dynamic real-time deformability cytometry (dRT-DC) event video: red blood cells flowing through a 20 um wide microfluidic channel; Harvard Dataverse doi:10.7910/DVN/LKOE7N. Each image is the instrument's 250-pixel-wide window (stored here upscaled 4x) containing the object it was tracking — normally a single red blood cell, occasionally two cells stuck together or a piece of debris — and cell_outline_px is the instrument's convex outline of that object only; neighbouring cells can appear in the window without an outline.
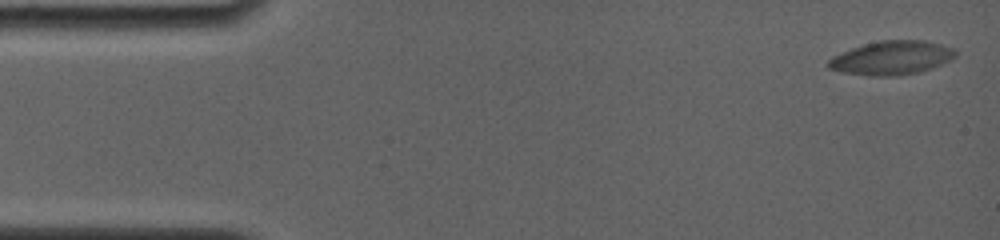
{"species": "common noctule bat (a hibernating species)", "species_latin": "Nyctalus noctula", "temperature_condition": "room temperature", "stored_images_in_passage": 5, "camera_frame_rate_fps": 4000, "um_per_image_px": 0.085, "animal": {"sex": "female", "body_mass_g": 19.0, "forearm_length_mm": 56.7}, "frame": {"image": 1, "passage_image": 1, "time_ms": 0.0, "image_size_px": [1000, 240], "cell_outline_px": [[956, 56], [932, 68], [900, 76], [872, 76], [844, 72], [828, 68], [828, 60], [832, 56], [852, 48], [864, 44], [880, 40], [924, 40], [956, 48]], "centroid_in_image_um": [75.79, 4.91], "position_along_channel_um": 9.2, "area_um2": 24.91}}
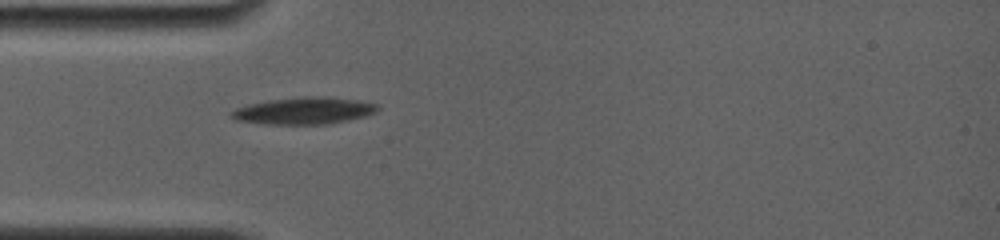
{"frame": {"image": 2, "passage_image": 5, "time_ms": 4.75, "image_size_px": [1000, 240], "cell_outline_px": [[380, 108], [376, 112], [368, 116], [328, 124], [264, 124], [236, 120], [228, 116], [236, 108], [248, 104], [272, 100], [300, 96], [328, 96], [356, 100], [380, 104]], "centroid_in_image_um": [25.89, 9.41], "position_along_channel_um": 59.1, "area_um2": 23.18}}